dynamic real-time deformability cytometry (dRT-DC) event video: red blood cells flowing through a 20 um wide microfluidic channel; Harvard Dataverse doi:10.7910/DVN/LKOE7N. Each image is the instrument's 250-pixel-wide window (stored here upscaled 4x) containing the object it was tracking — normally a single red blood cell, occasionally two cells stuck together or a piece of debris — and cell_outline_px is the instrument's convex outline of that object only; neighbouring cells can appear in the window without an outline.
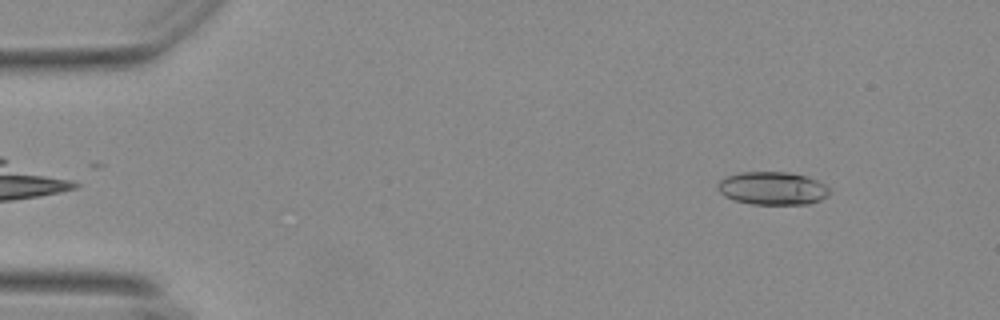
{"species": "Egyptian fruit bat (a non-hibernating species)", "species_latin": "Rousettus aegyptiacus", "temperature_condition": "warm", "stored_images_in_passage": 53, "camera_frame_rate_fps": 3000, "um_per_image_px": 0.085, "animal": {"sex": "female"}, "frame": {"image": 1, "passage_image": 4, "time_ms": 1.0, "image_size_px": [1000, 320], "cell_outline_px": [[832, 192], [828, 196], [820, 200], [808, 204], [752, 204], [732, 200], [724, 196], [716, 188], [716, 184], [720, 180], [728, 176], [740, 172], [788, 172], [808, 176], [832, 188]], "centroid_in_image_um": [65.68, 16.01], "position_along_channel_um": 19.3, "area_um2": 21.85}}
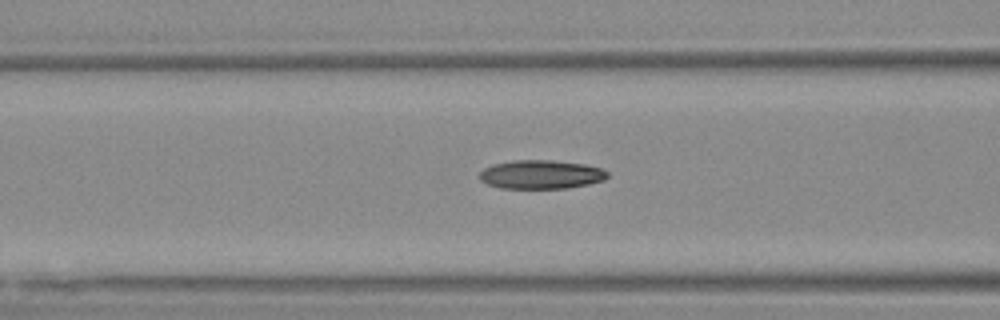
{"frame": {"image": 2, "passage_image": 20, "time_ms": 6.333, "image_size_px": [1000, 320], "cell_outline_px": [[608, 176], [604, 180], [588, 184], [568, 188], [500, 188], [488, 184], [480, 180], [480, 172], [484, 168], [492, 164], [512, 160], [552, 160], [584, 164], [600, 168], [608, 172]], "centroid_in_image_um": [45.97, 14.82], "position_along_channel_um": 120.6, "area_um2": 21.44}}
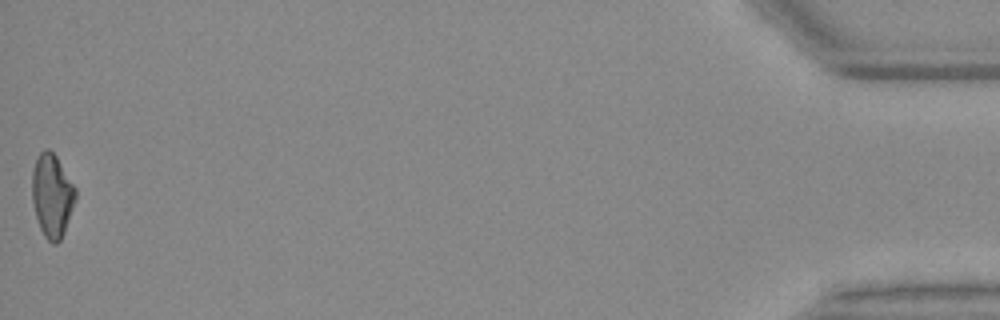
{"frame": {"image": 3, "passage_image": 53, "time_ms": 17.333, "image_size_px": [1000, 320], "cell_outline_px": [[76, 200], [64, 232], [60, 240], [56, 244], [52, 244], [44, 236], [40, 228], [36, 216], [32, 200], [32, 172], [36, 160], [40, 152], [44, 148], [48, 148], [56, 156], [76, 188]], "centroid_in_image_um": [4.43, 16.62], "position_along_channel_um": 430.8, "area_um2": 21.04}, "authors_computed_cell_mechanics": {"area_um2": 21.2704, "velocity_mm_per_s": 3.7008, "shape_relaxation_time_tau1_ms": null, "shape_relaxation_time_tau2_ms": 3.2645, "deformation_change_tau1": null, "deformation_change_tau2": 0.103}}